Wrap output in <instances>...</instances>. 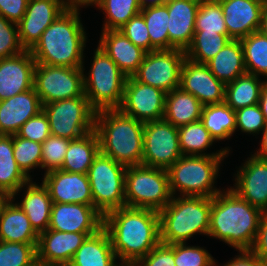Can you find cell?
Here are the masks:
<instances>
[{
  "instance_id": "19",
  "label": "cell",
  "mask_w": 267,
  "mask_h": 266,
  "mask_svg": "<svg viewBox=\"0 0 267 266\" xmlns=\"http://www.w3.org/2000/svg\"><path fill=\"white\" fill-rule=\"evenodd\" d=\"M87 237L86 233L47 229L39 234L37 262L45 266H67Z\"/></svg>"
},
{
  "instance_id": "25",
  "label": "cell",
  "mask_w": 267,
  "mask_h": 266,
  "mask_svg": "<svg viewBox=\"0 0 267 266\" xmlns=\"http://www.w3.org/2000/svg\"><path fill=\"white\" fill-rule=\"evenodd\" d=\"M98 46L127 76H133L144 60L146 51L133 44L120 30H101Z\"/></svg>"
},
{
  "instance_id": "8",
  "label": "cell",
  "mask_w": 267,
  "mask_h": 266,
  "mask_svg": "<svg viewBox=\"0 0 267 266\" xmlns=\"http://www.w3.org/2000/svg\"><path fill=\"white\" fill-rule=\"evenodd\" d=\"M167 170L145 165L126 168L125 201L127 207L162 210L172 199Z\"/></svg>"
},
{
  "instance_id": "44",
  "label": "cell",
  "mask_w": 267,
  "mask_h": 266,
  "mask_svg": "<svg viewBox=\"0 0 267 266\" xmlns=\"http://www.w3.org/2000/svg\"><path fill=\"white\" fill-rule=\"evenodd\" d=\"M188 243L174 244V260L176 266H217L213 256L200 246Z\"/></svg>"
},
{
  "instance_id": "27",
  "label": "cell",
  "mask_w": 267,
  "mask_h": 266,
  "mask_svg": "<svg viewBox=\"0 0 267 266\" xmlns=\"http://www.w3.org/2000/svg\"><path fill=\"white\" fill-rule=\"evenodd\" d=\"M39 234L26 213L9 197L0 208V241L38 244Z\"/></svg>"
},
{
  "instance_id": "57",
  "label": "cell",
  "mask_w": 267,
  "mask_h": 266,
  "mask_svg": "<svg viewBox=\"0 0 267 266\" xmlns=\"http://www.w3.org/2000/svg\"><path fill=\"white\" fill-rule=\"evenodd\" d=\"M260 32H262L267 37V3L264 4Z\"/></svg>"
},
{
  "instance_id": "56",
  "label": "cell",
  "mask_w": 267,
  "mask_h": 266,
  "mask_svg": "<svg viewBox=\"0 0 267 266\" xmlns=\"http://www.w3.org/2000/svg\"><path fill=\"white\" fill-rule=\"evenodd\" d=\"M141 9L147 8V7H154L161 4H164L166 0H138Z\"/></svg>"
},
{
  "instance_id": "13",
  "label": "cell",
  "mask_w": 267,
  "mask_h": 266,
  "mask_svg": "<svg viewBox=\"0 0 267 266\" xmlns=\"http://www.w3.org/2000/svg\"><path fill=\"white\" fill-rule=\"evenodd\" d=\"M185 58V51L180 49L148 52L133 77L169 93L180 86V72Z\"/></svg>"
},
{
  "instance_id": "7",
  "label": "cell",
  "mask_w": 267,
  "mask_h": 266,
  "mask_svg": "<svg viewBox=\"0 0 267 266\" xmlns=\"http://www.w3.org/2000/svg\"><path fill=\"white\" fill-rule=\"evenodd\" d=\"M90 68L87 74H83L84 93L90 106L96 112L118 109L123 100L127 76L99 46L94 51Z\"/></svg>"
},
{
  "instance_id": "9",
  "label": "cell",
  "mask_w": 267,
  "mask_h": 266,
  "mask_svg": "<svg viewBox=\"0 0 267 266\" xmlns=\"http://www.w3.org/2000/svg\"><path fill=\"white\" fill-rule=\"evenodd\" d=\"M126 168L123 164L99 152L87 172L93 206L103 216L110 211L126 206Z\"/></svg>"
},
{
  "instance_id": "10",
  "label": "cell",
  "mask_w": 267,
  "mask_h": 266,
  "mask_svg": "<svg viewBox=\"0 0 267 266\" xmlns=\"http://www.w3.org/2000/svg\"><path fill=\"white\" fill-rule=\"evenodd\" d=\"M48 117L51 135L75 140L92 132L96 111L86 96H79L42 105Z\"/></svg>"
},
{
  "instance_id": "12",
  "label": "cell",
  "mask_w": 267,
  "mask_h": 266,
  "mask_svg": "<svg viewBox=\"0 0 267 266\" xmlns=\"http://www.w3.org/2000/svg\"><path fill=\"white\" fill-rule=\"evenodd\" d=\"M182 155L178 127L164 119L144 123L142 165L168 170Z\"/></svg>"
},
{
  "instance_id": "59",
  "label": "cell",
  "mask_w": 267,
  "mask_h": 266,
  "mask_svg": "<svg viewBox=\"0 0 267 266\" xmlns=\"http://www.w3.org/2000/svg\"><path fill=\"white\" fill-rule=\"evenodd\" d=\"M118 266H134V264L119 263Z\"/></svg>"
},
{
  "instance_id": "3",
  "label": "cell",
  "mask_w": 267,
  "mask_h": 266,
  "mask_svg": "<svg viewBox=\"0 0 267 266\" xmlns=\"http://www.w3.org/2000/svg\"><path fill=\"white\" fill-rule=\"evenodd\" d=\"M80 10L67 8L42 33L30 50L38 64L69 68L85 67L87 33Z\"/></svg>"
},
{
  "instance_id": "49",
  "label": "cell",
  "mask_w": 267,
  "mask_h": 266,
  "mask_svg": "<svg viewBox=\"0 0 267 266\" xmlns=\"http://www.w3.org/2000/svg\"><path fill=\"white\" fill-rule=\"evenodd\" d=\"M134 266H176L174 244L160 242L145 257L137 260Z\"/></svg>"
},
{
  "instance_id": "61",
  "label": "cell",
  "mask_w": 267,
  "mask_h": 266,
  "mask_svg": "<svg viewBox=\"0 0 267 266\" xmlns=\"http://www.w3.org/2000/svg\"><path fill=\"white\" fill-rule=\"evenodd\" d=\"M33 266H45V265H43V264L37 262V263L34 264Z\"/></svg>"
},
{
  "instance_id": "46",
  "label": "cell",
  "mask_w": 267,
  "mask_h": 266,
  "mask_svg": "<svg viewBox=\"0 0 267 266\" xmlns=\"http://www.w3.org/2000/svg\"><path fill=\"white\" fill-rule=\"evenodd\" d=\"M25 51L21 46L17 24L0 15V59L9 58Z\"/></svg>"
},
{
  "instance_id": "17",
  "label": "cell",
  "mask_w": 267,
  "mask_h": 266,
  "mask_svg": "<svg viewBox=\"0 0 267 266\" xmlns=\"http://www.w3.org/2000/svg\"><path fill=\"white\" fill-rule=\"evenodd\" d=\"M66 9L64 0H29L23 18L17 24L21 46L31 50L45 29Z\"/></svg>"
},
{
  "instance_id": "15",
  "label": "cell",
  "mask_w": 267,
  "mask_h": 266,
  "mask_svg": "<svg viewBox=\"0 0 267 266\" xmlns=\"http://www.w3.org/2000/svg\"><path fill=\"white\" fill-rule=\"evenodd\" d=\"M103 228V215L93 206L78 203H53L49 228L91 236Z\"/></svg>"
},
{
  "instance_id": "48",
  "label": "cell",
  "mask_w": 267,
  "mask_h": 266,
  "mask_svg": "<svg viewBox=\"0 0 267 266\" xmlns=\"http://www.w3.org/2000/svg\"><path fill=\"white\" fill-rule=\"evenodd\" d=\"M133 44L151 52V39L143 16L139 13L119 29Z\"/></svg>"
},
{
  "instance_id": "51",
  "label": "cell",
  "mask_w": 267,
  "mask_h": 266,
  "mask_svg": "<svg viewBox=\"0 0 267 266\" xmlns=\"http://www.w3.org/2000/svg\"><path fill=\"white\" fill-rule=\"evenodd\" d=\"M250 251L267 263V212H264V216L261 218Z\"/></svg>"
},
{
  "instance_id": "35",
  "label": "cell",
  "mask_w": 267,
  "mask_h": 266,
  "mask_svg": "<svg viewBox=\"0 0 267 266\" xmlns=\"http://www.w3.org/2000/svg\"><path fill=\"white\" fill-rule=\"evenodd\" d=\"M201 121L217 142L229 140L236 132L235 111L225 102L205 105Z\"/></svg>"
},
{
  "instance_id": "23",
  "label": "cell",
  "mask_w": 267,
  "mask_h": 266,
  "mask_svg": "<svg viewBox=\"0 0 267 266\" xmlns=\"http://www.w3.org/2000/svg\"><path fill=\"white\" fill-rule=\"evenodd\" d=\"M169 14V50L186 51L195 33L196 14L200 0H166Z\"/></svg>"
},
{
  "instance_id": "32",
  "label": "cell",
  "mask_w": 267,
  "mask_h": 266,
  "mask_svg": "<svg viewBox=\"0 0 267 266\" xmlns=\"http://www.w3.org/2000/svg\"><path fill=\"white\" fill-rule=\"evenodd\" d=\"M99 152L100 143L95 130L79 139L71 140L61 170L87 174Z\"/></svg>"
},
{
  "instance_id": "22",
  "label": "cell",
  "mask_w": 267,
  "mask_h": 266,
  "mask_svg": "<svg viewBox=\"0 0 267 266\" xmlns=\"http://www.w3.org/2000/svg\"><path fill=\"white\" fill-rule=\"evenodd\" d=\"M222 7L228 36L240 40L259 31L264 4L255 0H218Z\"/></svg>"
},
{
  "instance_id": "55",
  "label": "cell",
  "mask_w": 267,
  "mask_h": 266,
  "mask_svg": "<svg viewBox=\"0 0 267 266\" xmlns=\"http://www.w3.org/2000/svg\"><path fill=\"white\" fill-rule=\"evenodd\" d=\"M259 106L261 108L262 113L264 114L265 121L267 123V81L265 82L261 91Z\"/></svg>"
},
{
  "instance_id": "60",
  "label": "cell",
  "mask_w": 267,
  "mask_h": 266,
  "mask_svg": "<svg viewBox=\"0 0 267 266\" xmlns=\"http://www.w3.org/2000/svg\"><path fill=\"white\" fill-rule=\"evenodd\" d=\"M255 1H257L259 3H262V4H266L267 3V0H255Z\"/></svg>"
},
{
  "instance_id": "18",
  "label": "cell",
  "mask_w": 267,
  "mask_h": 266,
  "mask_svg": "<svg viewBox=\"0 0 267 266\" xmlns=\"http://www.w3.org/2000/svg\"><path fill=\"white\" fill-rule=\"evenodd\" d=\"M241 165L230 188L251 205L267 212V160L251 154Z\"/></svg>"
},
{
  "instance_id": "58",
  "label": "cell",
  "mask_w": 267,
  "mask_h": 266,
  "mask_svg": "<svg viewBox=\"0 0 267 266\" xmlns=\"http://www.w3.org/2000/svg\"><path fill=\"white\" fill-rule=\"evenodd\" d=\"M7 198L8 197L3 192L0 191V208L2 204L7 200Z\"/></svg>"
},
{
  "instance_id": "24",
  "label": "cell",
  "mask_w": 267,
  "mask_h": 266,
  "mask_svg": "<svg viewBox=\"0 0 267 266\" xmlns=\"http://www.w3.org/2000/svg\"><path fill=\"white\" fill-rule=\"evenodd\" d=\"M42 111V103L33 87L0 101V135H16L21 126Z\"/></svg>"
},
{
  "instance_id": "30",
  "label": "cell",
  "mask_w": 267,
  "mask_h": 266,
  "mask_svg": "<svg viewBox=\"0 0 267 266\" xmlns=\"http://www.w3.org/2000/svg\"><path fill=\"white\" fill-rule=\"evenodd\" d=\"M206 65L224 84L246 74L243 48L240 40H230Z\"/></svg>"
},
{
  "instance_id": "36",
  "label": "cell",
  "mask_w": 267,
  "mask_h": 266,
  "mask_svg": "<svg viewBox=\"0 0 267 266\" xmlns=\"http://www.w3.org/2000/svg\"><path fill=\"white\" fill-rule=\"evenodd\" d=\"M248 74L264 76L267 81V37L260 31L240 39Z\"/></svg>"
},
{
  "instance_id": "42",
  "label": "cell",
  "mask_w": 267,
  "mask_h": 266,
  "mask_svg": "<svg viewBox=\"0 0 267 266\" xmlns=\"http://www.w3.org/2000/svg\"><path fill=\"white\" fill-rule=\"evenodd\" d=\"M37 244L0 241V266H33L37 263Z\"/></svg>"
},
{
  "instance_id": "11",
  "label": "cell",
  "mask_w": 267,
  "mask_h": 266,
  "mask_svg": "<svg viewBox=\"0 0 267 266\" xmlns=\"http://www.w3.org/2000/svg\"><path fill=\"white\" fill-rule=\"evenodd\" d=\"M84 67L69 68L36 63L34 88L42 105L85 96Z\"/></svg>"
},
{
  "instance_id": "39",
  "label": "cell",
  "mask_w": 267,
  "mask_h": 266,
  "mask_svg": "<svg viewBox=\"0 0 267 266\" xmlns=\"http://www.w3.org/2000/svg\"><path fill=\"white\" fill-rule=\"evenodd\" d=\"M147 25L151 39V51L169 50L168 20L169 14L167 5L161 4L154 7H147L141 10Z\"/></svg>"
},
{
  "instance_id": "54",
  "label": "cell",
  "mask_w": 267,
  "mask_h": 266,
  "mask_svg": "<svg viewBox=\"0 0 267 266\" xmlns=\"http://www.w3.org/2000/svg\"><path fill=\"white\" fill-rule=\"evenodd\" d=\"M260 148L254 152V156L263 160H267V128L261 133Z\"/></svg>"
},
{
  "instance_id": "33",
  "label": "cell",
  "mask_w": 267,
  "mask_h": 266,
  "mask_svg": "<svg viewBox=\"0 0 267 266\" xmlns=\"http://www.w3.org/2000/svg\"><path fill=\"white\" fill-rule=\"evenodd\" d=\"M29 180L14 159L13 135H0V191L9 198Z\"/></svg>"
},
{
  "instance_id": "14",
  "label": "cell",
  "mask_w": 267,
  "mask_h": 266,
  "mask_svg": "<svg viewBox=\"0 0 267 266\" xmlns=\"http://www.w3.org/2000/svg\"><path fill=\"white\" fill-rule=\"evenodd\" d=\"M165 98L163 90L143 84L131 76L126 79L123 100L118 109L144 123L161 120L165 111Z\"/></svg>"
},
{
  "instance_id": "6",
  "label": "cell",
  "mask_w": 267,
  "mask_h": 266,
  "mask_svg": "<svg viewBox=\"0 0 267 266\" xmlns=\"http://www.w3.org/2000/svg\"><path fill=\"white\" fill-rule=\"evenodd\" d=\"M226 157L182 155L167 170L172 196L213 198L222 191L215 187V183Z\"/></svg>"
},
{
  "instance_id": "41",
  "label": "cell",
  "mask_w": 267,
  "mask_h": 266,
  "mask_svg": "<svg viewBox=\"0 0 267 266\" xmlns=\"http://www.w3.org/2000/svg\"><path fill=\"white\" fill-rule=\"evenodd\" d=\"M195 31L228 34L222 7L218 0H200L195 20Z\"/></svg>"
},
{
  "instance_id": "40",
  "label": "cell",
  "mask_w": 267,
  "mask_h": 266,
  "mask_svg": "<svg viewBox=\"0 0 267 266\" xmlns=\"http://www.w3.org/2000/svg\"><path fill=\"white\" fill-rule=\"evenodd\" d=\"M13 154L19 168L32 179L30 170L41 167L42 143L13 135Z\"/></svg>"
},
{
  "instance_id": "5",
  "label": "cell",
  "mask_w": 267,
  "mask_h": 266,
  "mask_svg": "<svg viewBox=\"0 0 267 266\" xmlns=\"http://www.w3.org/2000/svg\"><path fill=\"white\" fill-rule=\"evenodd\" d=\"M211 207L210 197L173 196L159 211L161 243H187L198 233L208 236Z\"/></svg>"
},
{
  "instance_id": "52",
  "label": "cell",
  "mask_w": 267,
  "mask_h": 266,
  "mask_svg": "<svg viewBox=\"0 0 267 266\" xmlns=\"http://www.w3.org/2000/svg\"><path fill=\"white\" fill-rule=\"evenodd\" d=\"M238 254L223 266H267V263L250 250H239Z\"/></svg>"
},
{
  "instance_id": "45",
  "label": "cell",
  "mask_w": 267,
  "mask_h": 266,
  "mask_svg": "<svg viewBox=\"0 0 267 266\" xmlns=\"http://www.w3.org/2000/svg\"><path fill=\"white\" fill-rule=\"evenodd\" d=\"M236 130L243 133L256 134L262 133L267 128L264 114L259 104L243 107L235 110Z\"/></svg>"
},
{
  "instance_id": "47",
  "label": "cell",
  "mask_w": 267,
  "mask_h": 266,
  "mask_svg": "<svg viewBox=\"0 0 267 266\" xmlns=\"http://www.w3.org/2000/svg\"><path fill=\"white\" fill-rule=\"evenodd\" d=\"M18 137L43 143L50 135V126L47 115L40 111L36 116L27 120L16 134Z\"/></svg>"
},
{
  "instance_id": "31",
  "label": "cell",
  "mask_w": 267,
  "mask_h": 266,
  "mask_svg": "<svg viewBox=\"0 0 267 266\" xmlns=\"http://www.w3.org/2000/svg\"><path fill=\"white\" fill-rule=\"evenodd\" d=\"M178 136L180 150L183 155L229 156L228 154H230L229 147L221 148L215 153L207 152V149H210L216 141L201 120L178 127Z\"/></svg>"
},
{
  "instance_id": "16",
  "label": "cell",
  "mask_w": 267,
  "mask_h": 266,
  "mask_svg": "<svg viewBox=\"0 0 267 266\" xmlns=\"http://www.w3.org/2000/svg\"><path fill=\"white\" fill-rule=\"evenodd\" d=\"M182 90L195 96L204 106L225 102V84L203 63L185 58L180 72Z\"/></svg>"
},
{
  "instance_id": "53",
  "label": "cell",
  "mask_w": 267,
  "mask_h": 266,
  "mask_svg": "<svg viewBox=\"0 0 267 266\" xmlns=\"http://www.w3.org/2000/svg\"><path fill=\"white\" fill-rule=\"evenodd\" d=\"M101 0H64L67 8L81 10L84 6H96ZM81 7V8H80Z\"/></svg>"
},
{
  "instance_id": "26",
  "label": "cell",
  "mask_w": 267,
  "mask_h": 266,
  "mask_svg": "<svg viewBox=\"0 0 267 266\" xmlns=\"http://www.w3.org/2000/svg\"><path fill=\"white\" fill-rule=\"evenodd\" d=\"M25 189V191L23 190ZM23 190V197L20 203H16L27 215L34 230L40 234L49 228L52 199L47 187L43 182L39 184L30 179L21 189L10 198L15 202V196Z\"/></svg>"
},
{
  "instance_id": "21",
  "label": "cell",
  "mask_w": 267,
  "mask_h": 266,
  "mask_svg": "<svg viewBox=\"0 0 267 266\" xmlns=\"http://www.w3.org/2000/svg\"><path fill=\"white\" fill-rule=\"evenodd\" d=\"M35 66L30 50L0 59V101L32 89Z\"/></svg>"
},
{
  "instance_id": "1",
  "label": "cell",
  "mask_w": 267,
  "mask_h": 266,
  "mask_svg": "<svg viewBox=\"0 0 267 266\" xmlns=\"http://www.w3.org/2000/svg\"><path fill=\"white\" fill-rule=\"evenodd\" d=\"M113 251L121 263L134 264L160 241L159 212L147 208L121 207L103 216Z\"/></svg>"
},
{
  "instance_id": "37",
  "label": "cell",
  "mask_w": 267,
  "mask_h": 266,
  "mask_svg": "<svg viewBox=\"0 0 267 266\" xmlns=\"http://www.w3.org/2000/svg\"><path fill=\"white\" fill-rule=\"evenodd\" d=\"M231 38L228 34L217 32L195 31L190 46L186 49V58L206 64L212 59Z\"/></svg>"
},
{
  "instance_id": "38",
  "label": "cell",
  "mask_w": 267,
  "mask_h": 266,
  "mask_svg": "<svg viewBox=\"0 0 267 266\" xmlns=\"http://www.w3.org/2000/svg\"><path fill=\"white\" fill-rule=\"evenodd\" d=\"M95 7L106 16L102 30H119L142 10L138 0H101Z\"/></svg>"
},
{
  "instance_id": "2",
  "label": "cell",
  "mask_w": 267,
  "mask_h": 266,
  "mask_svg": "<svg viewBox=\"0 0 267 266\" xmlns=\"http://www.w3.org/2000/svg\"><path fill=\"white\" fill-rule=\"evenodd\" d=\"M264 212L242 199L231 188L212 198L208 237L239 250H250Z\"/></svg>"
},
{
  "instance_id": "43",
  "label": "cell",
  "mask_w": 267,
  "mask_h": 266,
  "mask_svg": "<svg viewBox=\"0 0 267 266\" xmlns=\"http://www.w3.org/2000/svg\"><path fill=\"white\" fill-rule=\"evenodd\" d=\"M71 140L50 135L42 143L41 169L45 173L61 169Z\"/></svg>"
},
{
  "instance_id": "34",
  "label": "cell",
  "mask_w": 267,
  "mask_h": 266,
  "mask_svg": "<svg viewBox=\"0 0 267 266\" xmlns=\"http://www.w3.org/2000/svg\"><path fill=\"white\" fill-rule=\"evenodd\" d=\"M252 74H244L225 84V103L232 109L259 104L262 88L266 80Z\"/></svg>"
},
{
  "instance_id": "29",
  "label": "cell",
  "mask_w": 267,
  "mask_h": 266,
  "mask_svg": "<svg viewBox=\"0 0 267 266\" xmlns=\"http://www.w3.org/2000/svg\"><path fill=\"white\" fill-rule=\"evenodd\" d=\"M204 105L180 87L166 93L163 119L180 127L201 120Z\"/></svg>"
},
{
  "instance_id": "4",
  "label": "cell",
  "mask_w": 267,
  "mask_h": 266,
  "mask_svg": "<svg viewBox=\"0 0 267 266\" xmlns=\"http://www.w3.org/2000/svg\"><path fill=\"white\" fill-rule=\"evenodd\" d=\"M100 152L126 167L141 165L144 122L119 109H104L95 114Z\"/></svg>"
},
{
  "instance_id": "20",
  "label": "cell",
  "mask_w": 267,
  "mask_h": 266,
  "mask_svg": "<svg viewBox=\"0 0 267 266\" xmlns=\"http://www.w3.org/2000/svg\"><path fill=\"white\" fill-rule=\"evenodd\" d=\"M42 182L47 187L53 203L93 205L87 174L58 169L44 173Z\"/></svg>"
},
{
  "instance_id": "50",
  "label": "cell",
  "mask_w": 267,
  "mask_h": 266,
  "mask_svg": "<svg viewBox=\"0 0 267 266\" xmlns=\"http://www.w3.org/2000/svg\"><path fill=\"white\" fill-rule=\"evenodd\" d=\"M29 0H0V15L8 21L18 24L27 9Z\"/></svg>"
},
{
  "instance_id": "28",
  "label": "cell",
  "mask_w": 267,
  "mask_h": 266,
  "mask_svg": "<svg viewBox=\"0 0 267 266\" xmlns=\"http://www.w3.org/2000/svg\"><path fill=\"white\" fill-rule=\"evenodd\" d=\"M110 237L102 228L88 236L67 266H118Z\"/></svg>"
}]
</instances>
